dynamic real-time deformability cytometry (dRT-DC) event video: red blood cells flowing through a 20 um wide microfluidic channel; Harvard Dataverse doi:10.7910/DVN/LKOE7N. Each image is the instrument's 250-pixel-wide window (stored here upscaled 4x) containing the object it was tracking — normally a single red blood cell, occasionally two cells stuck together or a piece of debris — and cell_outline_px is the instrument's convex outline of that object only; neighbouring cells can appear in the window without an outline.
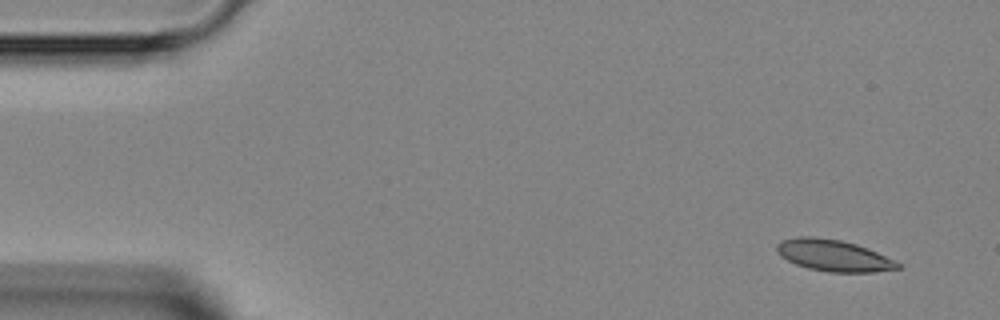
{"species": "Egyptian fruit bat (a non-hibernating species)", "species_latin": "Rousettus aegyptiacus", "temperature_condition": "room temperature", "stored_images_in_passage": 46, "segment_of_instrument_passage": [1, 2], "camera_frame_rate_fps": 3000, "um_per_image_px": 0.085, "animal": {"sex": "female"}, "frame": {"image": 1, "passage_image": 1, "time_ms": 0.0, "image_size_px": [1000, 320], "cell_outline_px": [[900, 268], [872, 272], [828, 272], [808, 268], [796, 264], [780, 256], [776, 252], [776, 244], [780, 240], [796, 236], [816, 236], [840, 240], [856, 244], [868, 248], [900, 264]], "centroid_in_image_um": [70.77, 21.7], "position_along_channel_um": 14.2, "area_um2": 22.2}}
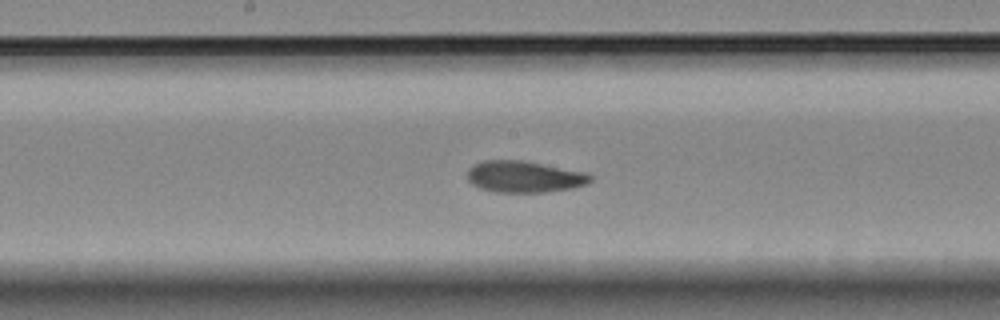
{"frame": {"image": 2, "passage_image": 22, "time_ms": 7.0, "image_size_px": [1000, 320], "cell_outline_px": [[592, 180], [588, 184], [572, 188], [544, 192], [492, 192], [480, 188], [472, 184], [468, 180], [468, 168], [472, 164], [484, 160], [524, 160], [588, 172], [592, 176]], "centroid_in_image_um": [44.58, 15.01], "position_along_channel_um": 203.6, "area_um2": 22.95}}
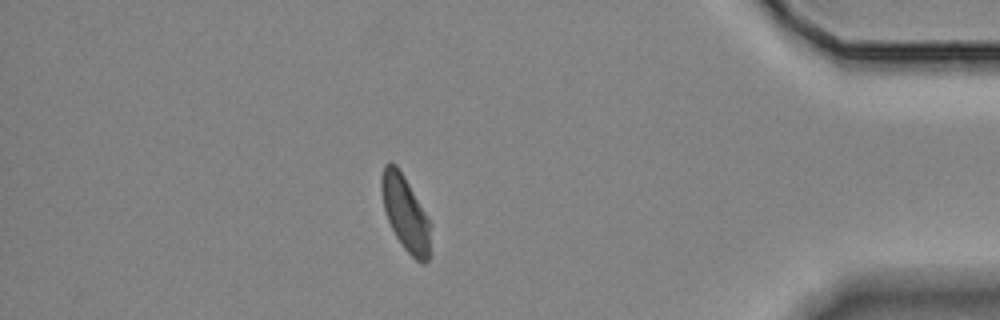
{"frame": {"image": 3, "passage_image": 39, "time_ms": 12.667, "image_size_px": [1000, 320], "cell_outline_px": [[432, 224], [428, 260], [424, 264], [416, 260], [404, 248], [396, 236], [388, 220], [384, 208], [380, 188], [380, 176], [384, 164], [388, 160], [396, 164], [404, 176], [428, 216]], "centroid_in_image_um": [34.46, 18.09], "position_along_channel_um": 400.7, "area_um2": 21.68}}